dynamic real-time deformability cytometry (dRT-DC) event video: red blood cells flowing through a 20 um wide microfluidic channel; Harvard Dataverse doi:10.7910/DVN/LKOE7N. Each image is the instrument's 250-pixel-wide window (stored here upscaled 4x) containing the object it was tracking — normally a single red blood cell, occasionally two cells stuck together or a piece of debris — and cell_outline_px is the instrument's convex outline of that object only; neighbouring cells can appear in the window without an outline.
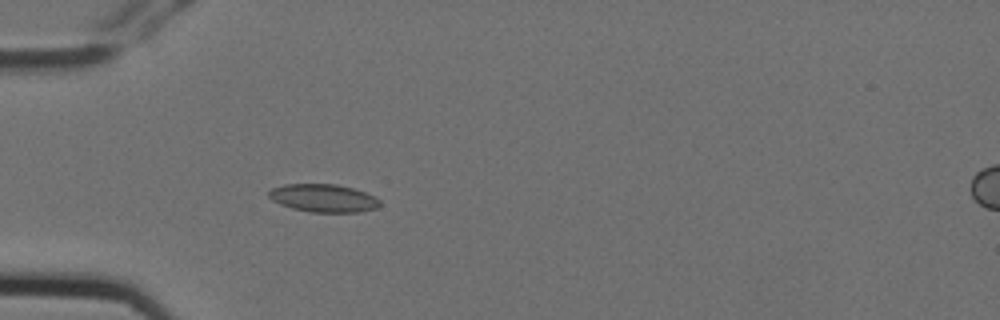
{"species": "Egyptian fruit bat (a non-hibernating species)", "species_latin": "Rousettus aegyptiacus", "temperature_condition": "cold", "stored_images_in_passage": 5, "segment_of_instrument_passage": [1, 2], "camera_frame_rate_fps": 3000, "um_per_image_px": 0.085, "animal": {"sex": "female"}, "frame": {"image": 1, "passage_image": 4, "time_ms": 1.0, "image_size_px": [1000, 320], "cell_outline_px": [[380, 204], [376, 208], [360, 212], [308, 212], [292, 208], [280, 204], [272, 200], [268, 196], [268, 192], [272, 188], [284, 184], [336, 184], [352, 188], [376, 196], [380, 200]], "centroid_in_image_um": [27.48, 16.84], "position_along_channel_um": 57.5, "area_um2": 18.15}}